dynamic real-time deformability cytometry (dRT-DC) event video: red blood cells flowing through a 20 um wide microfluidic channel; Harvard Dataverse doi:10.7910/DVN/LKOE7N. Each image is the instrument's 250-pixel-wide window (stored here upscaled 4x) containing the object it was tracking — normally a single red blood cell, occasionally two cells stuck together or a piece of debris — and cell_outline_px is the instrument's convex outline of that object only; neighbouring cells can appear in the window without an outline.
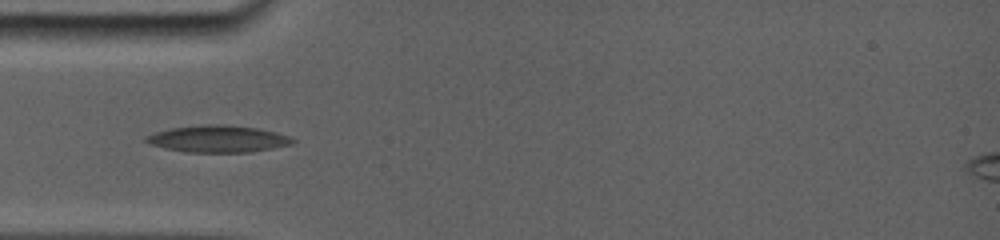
{"species": "common noctule bat (a hibernating species)", "species_latin": "Nyctalus noctula", "temperature_condition": "room temperature", "stored_images_in_passage": 18, "camera_frame_rate_fps": 5000, "um_per_image_px": 0.085, "animal": {"sex": "female", "body_mass_g": 19.0, "forearm_length_mm": 56.7}, "frame": {"image": 1, "passage_image": 1, "time_ms": 0.0, "image_size_px": [1000, 240], "cell_outline_px": [[292, 140], [288, 144], [248, 152], [184, 152], [152, 144], [144, 140], [148, 136], [156, 132], [172, 128], [252, 128], [272, 132], [284, 136]], "centroid_in_image_um": [18.43, 11.87], "position_along_channel_um": 66.6, "area_um2": 20.46}}
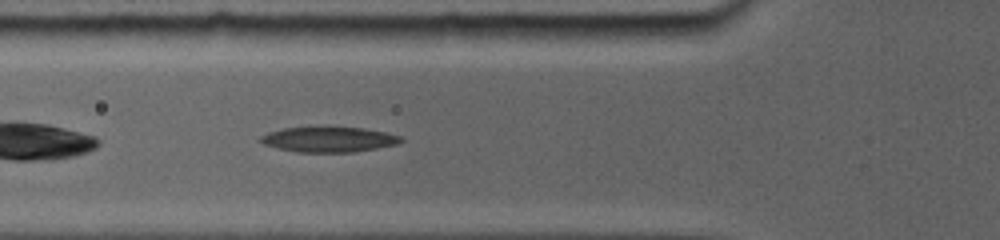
{"frame": {"image": 2, "passage_image": 5, "time_ms": 0.8, "image_size_px": [1000, 240], "cell_outline_px": [[404, 140], [396, 144], [352, 152], [300, 152], [280, 148], [264, 144], [260, 140], [264, 136], [272, 132], [284, 128], [360, 128], [384, 132], [400, 136]], "centroid_in_image_um": [28.0, 11.86], "position_along_channel_um": 97.8, "area_um2": 19.71}}